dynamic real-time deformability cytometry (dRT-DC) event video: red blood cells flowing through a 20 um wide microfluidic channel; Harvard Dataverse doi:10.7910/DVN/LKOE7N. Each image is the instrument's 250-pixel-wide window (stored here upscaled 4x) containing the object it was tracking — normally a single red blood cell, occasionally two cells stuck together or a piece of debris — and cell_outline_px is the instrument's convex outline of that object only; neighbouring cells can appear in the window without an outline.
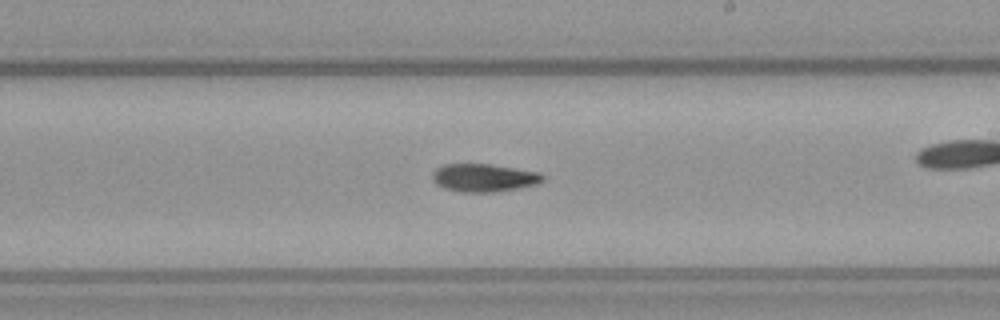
{"species": "common noctule bat (a hibernating species)", "species_latin": "Nyctalus noctula", "temperature_condition": "warm", "stored_images_in_passage": 52, "camera_frame_rate_fps": 3000, "um_per_image_px": 0.085, "animal": {"sex": "female", "body_mass_g": 21.9}, "frame": {"image": 1, "passage_image": 30, "time_ms": 9.667, "image_size_px": [1000, 320], "cell_outline_px": [[544, 180], [536, 184], [496, 192], [460, 192], [444, 188], [436, 184], [432, 180], [432, 172], [436, 168], [444, 164], [488, 164], [540, 172], [544, 176]], "centroid_in_image_um": [41.09, 15.11], "position_along_channel_um": 247.9, "area_um2": 17.98}}
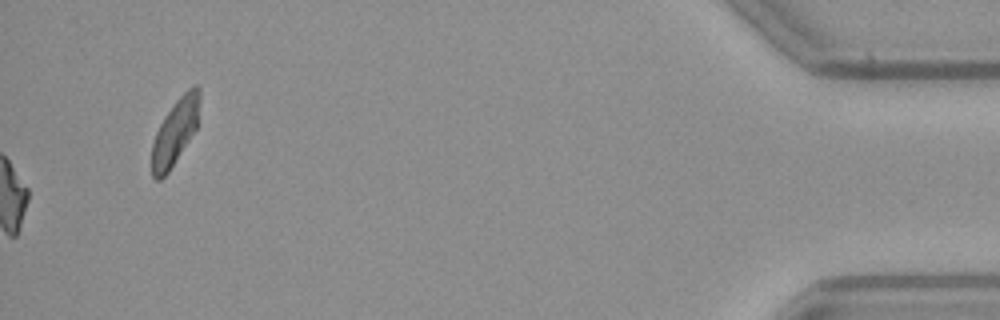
{"frame": {"image": 2, "passage_image": 52, "time_ms": 17.0, "image_size_px": [1000, 320], "cell_outline_px": [[200, 100], [196, 128], [168, 172], [160, 180], [156, 180], [152, 176], [152, 144], [156, 132], [164, 116], [176, 100], [192, 84], [196, 84], [200, 88]], "centroid_in_image_um": [14.89, 11.16], "position_along_channel_um": 420.3, "area_um2": 18.09}, "authors_computed_cell_mechanics": {"area_um2": 17.5134, "velocity_mm_per_s": 4.0237, "shape_relaxation_time_tau1_ms": 8.5707, "shape_relaxation_time_tau2_ms": 7.4918, "deformation_change_tau1": 0.209, "deformation_change_tau2": 0.1532}}